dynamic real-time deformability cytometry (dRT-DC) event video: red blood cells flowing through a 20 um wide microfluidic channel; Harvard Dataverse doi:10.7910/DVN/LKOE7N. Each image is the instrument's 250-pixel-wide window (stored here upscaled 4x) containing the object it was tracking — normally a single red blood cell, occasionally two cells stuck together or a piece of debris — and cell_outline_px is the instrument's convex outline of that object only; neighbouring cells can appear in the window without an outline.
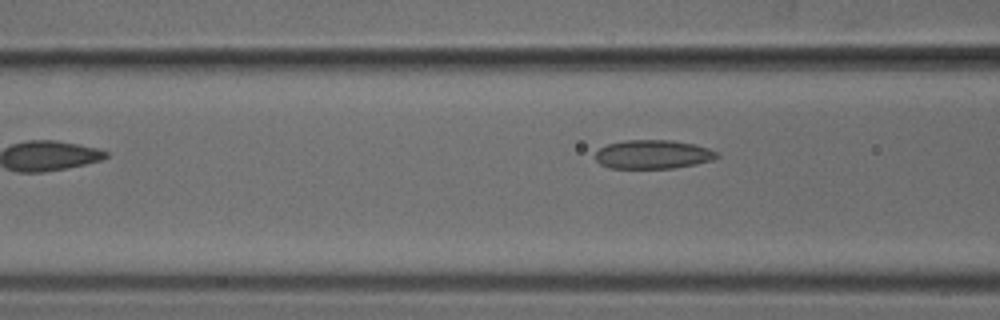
{"species": "common noctule bat (a hibernating species)", "species_latin": "Nyctalus noctula", "temperature_condition": "cold", "stored_images_in_passage": 6, "camera_frame_rate_fps": 3000, "um_per_image_px": 0.085, "animal": {"sex": "male", "body_mass_g": 18.8}, "frame": {"image": 1, "passage_image": 5, "time_ms": 5.667, "image_size_px": [1000, 320], "cell_outline_px": [[720, 156], [712, 160], [696, 164], [672, 168], [612, 168], [600, 164], [596, 160], [596, 152], [600, 148], [608, 144], [624, 140], [672, 140], [696, 144], [708, 148], [716, 152]], "centroid_in_image_um": [55.52, 13.12], "position_along_channel_um": 111.1, "area_um2": 20.4}}
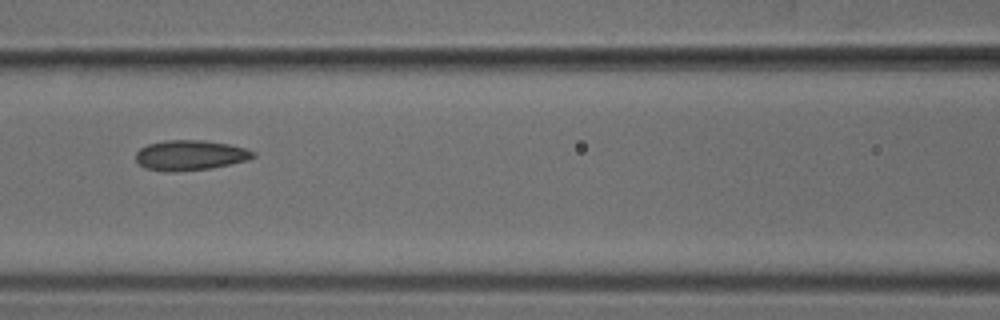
{"frame": {"image": 2, "passage_image": 6, "time_ms": 6.667, "image_size_px": [1000, 320], "cell_outline_px": [[256, 156], [248, 160], [212, 168], [172, 172], [168, 172], [144, 168], [136, 160], [136, 152], [140, 148], [148, 144], [164, 140], [200, 140], [228, 144], [244, 148], [256, 152]], "centroid_in_image_um": [16.16, 13.2], "position_along_channel_um": 150.4, "area_um2": 20.63}}